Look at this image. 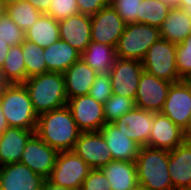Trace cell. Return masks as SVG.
I'll list each match as a JSON object with an SVG mask.
<instances>
[{
  "label": "cell",
  "instance_id": "1",
  "mask_svg": "<svg viewBox=\"0 0 191 190\" xmlns=\"http://www.w3.org/2000/svg\"><path fill=\"white\" fill-rule=\"evenodd\" d=\"M80 133L67 105L38 116L35 134L59 152L73 151Z\"/></svg>",
  "mask_w": 191,
  "mask_h": 190
},
{
  "label": "cell",
  "instance_id": "2",
  "mask_svg": "<svg viewBox=\"0 0 191 190\" xmlns=\"http://www.w3.org/2000/svg\"><path fill=\"white\" fill-rule=\"evenodd\" d=\"M23 84L38 116L67 105L68 98L62 73L45 72L29 77Z\"/></svg>",
  "mask_w": 191,
  "mask_h": 190
},
{
  "label": "cell",
  "instance_id": "3",
  "mask_svg": "<svg viewBox=\"0 0 191 190\" xmlns=\"http://www.w3.org/2000/svg\"><path fill=\"white\" fill-rule=\"evenodd\" d=\"M169 151L140 147L136 158L138 186L146 190H174L168 172Z\"/></svg>",
  "mask_w": 191,
  "mask_h": 190
},
{
  "label": "cell",
  "instance_id": "4",
  "mask_svg": "<svg viewBox=\"0 0 191 190\" xmlns=\"http://www.w3.org/2000/svg\"><path fill=\"white\" fill-rule=\"evenodd\" d=\"M0 100L9 127L36 130L38 115L23 83L9 84L0 92Z\"/></svg>",
  "mask_w": 191,
  "mask_h": 190
},
{
  "label": "cell",
  "instance_id": "5",
  "mask_svg": "<svg viewBox=\"0 0 191 190\" xmlns=\"http://www.w3.org/2000/svg\"><path fill=\"white\" fill-rule=\"evenodd\" d=\"M160 38V29L157 27L144 23H128L115 47L116 57L141 62L149 47Z\"/></svg>",
  "mask_w": 191,
  "mask_h": 190
},
{
  "label": "cell",
  "instance_id": "6",
  "mask_svg": "<svg viewBox=\"0 0 191 190\" xmlns=\"http://www.w3.org/2000/svg\"><path fill=\"white\" fill-rule=\"evenodd\" d=\"M176 48L177 44L160 38L149 47L142 59L143 69L170 83L182 81L176 69Z\"/></svg>",
  "mask_w": 191,
  "mask_h": 190
},
{
  "label": "cell",
  "instance_id": "7",
  "mask_svg": "<svg viewBox=\"0 0 191 190\" xmlns=\"http://www.w3.org/2000/svg\"><path fill=\"white\" fill-rule=\"evenodd\" d=\"M91 169L74 151H61L47 180L68 189L80 190Z\"/></svg>",
  "mask_w": 191,
  "mask_h": 190
},
{
  "label": "cell",
  "instance_id": "8",
  "mask_svg": "<svg viewBox=\"0 0 191 190\" xmlns=\"http://www.w3.org/2000/svg\"><path fill=\"white\" fill-rule=\"evenodd\" d=\"M172 84L144 70L140 75L135 106L154 113L161 112Z\"/></svg>",
  "mask_w": 191,
  "mask_h": 190
},
{
  "label": "cell",
  "instance_id": "9",
  "mask_svg": "<svg viewBox=\"0 0 191 190\" xmlns=\"http://www.w3.org/2000/svg\"><path fill=\"white\" fill-rule=\"evenodd\" d=\"M143 71V65L138 60L116 58L109 72L113 94L135 100Z\"/></svg>",
  "mask_w": 191,
  "mask_h": 190
},
{
  "label": "cell",
  "instance_id": "10",
  "mask_svg": "<svg viewBox=\"0 0 191 190\" xmlns=\"http://www.w3.org/2000/svg\"><path fill=\"white\" fill-rule=\"evenodd\" d=\"M126 23L111 6L91 15V41L116 47Z\"/></svg>",
  "mask_w": 191,
  "mask_h": 190
},
{
  "label": "cell",
  "instance_id": "11",
  "mask_svg": "<svg viewBox=\"0 0 191 190\" xmlns=\"http://www.w3.org/2000/svg\"><path fill=\"white\" fill-rule=\"evenodd\" d=\"M67 106L81 132L100 131L106 123L103 104L90 95L70 98Z\"/></svg>",
  "mask_w": 191,
  "mask_h": 190
},
{
  "label": "cell",
  "instance_id": "12",
  "mask_svg": "<svg viewBox=\"0 0 191 190\" xmlns=\"http://www.w3.org/2000/svg\"><path fill=\"white\" fill-rule=\"evenodd\" d=\"M59 151L51 148L34 134L24 147L19 162L27 165L34 173L47 179L53 169Z\"/></svg>",
  "mask_w": 191,
  "mask_h": 190
},
{
  "label": "cell",
  "instance_id": "13",
  "mask_svg": "<svg viewBox=\"0 0 191 190\" xmlns=\"http://www.w3.org/2000/svg\"><path fill=\"white\" fill-rule=\"evenodd\" d=\"M73 151L92 169L113 161L110 149L100 131L81 132Z\"/></svg>",
  "mask_w": 191,
  "mask_h": 190
},
{
  "label": "cell",
  "instance_id": "14",
  "mask_svg": "<svg viewBox=\"0 0 191 190\" xmlns=\"http://www.w3.org/2000/svg\"><path fill=\"white\" fill-rule=\"evenodd\" d=\"M161 113L184 131L191 114V85L184 80L173 83Z\"/></svg>",
  "mask_w": 191,
  "mask_h": 190
},
{
  "label": "cell",
  "instance_id": "15",
  "mask_svg": "<svg viewBox=\"0 0 191 190\" xmlns=\"http://www.w3.org/2000/svg\"><path fill=\"white\" fill-rule=\"evenodd\" d=\"M113 124L141 147L149 146V136L154 126V112L135 107Z\"/></svg>",
  "mask_w": 191,
  "mask_h": 190
},
{
  "label": "cell",
  "instance_id": "16",
  "mask_svg": "<svg viewBox=\"0 0 191 190\" xmlns=\"http://www.w3.org/2000/svg\"><path fill=\"white\" fill-rule=\"evenodd\" d=\"M44 181L21 162L0 166V190H42Z\"/></svg>",
  "mask_w": 191,
  "mask_h": 190
},
{
  "label": "cell",
  "instance_id": "17",
  "mask_svg": "<svg viewBox=\"0 0 191 190\" xmlns=\"http://www.w3.org/2000/svg\"><path fill=\"white\" fill-rule=\"evenodd\" d=\"M187 138L184 131L161 112L154 113V126L149 136V147L172 151Z\"/></svg>",
  "mask_w": 191,
  "mask_h": 190
},
{
  "label": "cell",
  "instance_id": "18",
  "mask_svg": "<svg viewBox=\"0 0 191 190\" xmlns=\"http://www.w3.org/2000/svg\"><path fill=\"white\" fill-rule=\"evenodd\" d=\"M58 26L60 39L82 54L91 42V16L78 13L58 21Z\"/></svg>",
  "mask_w": 191,
  "mask_h": 190
},
{
  "label": "cell",
  "instance_id": "19",
  "mask_svg": "<svg viewBox=\"0 0 191 190\" xmlns=\"http://www.w3.org/2000/svg\"><path fill=\"white\" fill-rule=\"evenodd\" d=\"M113 160L136 162L140 145L126 136L113 123H105L100 129Z\"/></svg>",
  "mask_w": 191,
  "mask_h": 190
},
{
  "label": "cell",
  "instance_id": "20",
  "mask_svg": "<svg viewBox=\"0 0 191 190\" xmlns=\"http://www.w3.org/2000/svg\"><path fill=\"white\" fill-rule=\"evenodd\" d=\"M168 172L174 190L191 186V142L188 139L169 151Z\"/></svg>",
  "mask_w": 191,
  "mask_h": 190
},
{
  "label": "cell",
  "instance_id": "21",
  "mask_svg": "<svg viewBox=\"0 0 191 190\" xmlns=\"http://www.w3.org/2000/svg\"><path fill=\"white\" fill-rule=\"evenodd\" d=\"M35 130L8 127L0 134V166L20 161L24 147Z\"/></svg>",
  "mask_w": 191,
  "mask_h": 190
},
{
  "label": "cell",
  "instance_id": "22",
  "mask_svg": "<svg viewBox=\"0 0 191 190\" xmlns=\"http://www.w3.org/2000/svg\"><path fill=\"white\" fill-rule=\"evenodd\" d=\"M96 75V71L80 58L63 73L67 98L88 95Z\"/></svg>",
  "mask_w": 191,
  "mask_h": 190
},
{
  "label": "cell",
  "instance_id": "23",
  "mask_svg": "<svg viewBox=\"0 0 191 190\" xmlns=\"http://www.w3.org/2000/svg\"><path fill=\"white\" fill-rule=\"evenodd\" d=\"M46 72L64 73L81 58V53L69 43L59 39L44 48Z\"/></svg>",
  "mask_w": 191,
  "mask_h": 190
},
{
  "label": "cell",
  "instance_id": "24",
  "mask_svg": "<svg viewBox=\"0 0 191 190\" xmlns=\"http://www.w3.org/2000/svg\"><path fill=\"white\" fill-rule=\"evenodd\" d=\"M100 169L112 190H133L138 186L136 162L113 160Z\"/></svg>",
  "mask_w": 191,
  "mask_h": 190
},
{
  "label": "cell",
  "instance_id": "25",
  "mask_svg": "<svg viewBox=\"0 0 191 190\" xmlns=\"http://www.w3.org/2000/svg\"><path fill=\"white\" fill-rule=\"evenodd\" d=\"M159 29L162 39L179 44L191 34V17L183 9L170 10Z\"/></svg>",
  "mask_w": 191,
  "mask_h": 190
},
{
  "label": "cell",
  "instance_id": "26",
  "mask_svg": "<svg viewBox=\"0 0 191 190\" xmlns=\"http://www.w3.org/2000/svg\"><path fill=\"white\" fill-rule=\"evenodd\" d=\"M116 58L115 47L94 41H91L81 54V59L97 74H109Z\"/></svg>",
  "mask_w": 191,
  "mask_h": 190
},
{
  "label": "cell",
  "instance_id": "27",
  "mask_svg": "<svg viewBox=\"0 0 191 190\" xmlns=\"http://www.w3.org/2000/svg\"><path fill=\"white\" fill-rule=\"evenodd\" d=\"M26 40L46 48L60 39L58 21L47 14L40 18L25 32Z\"/></svg>",
  "mask_w": 191,
  "mask_h": 190
},
{
  "label": "cell",
  "instance_id": "28",
  "mask_svg": "<svg viewBox=\"0 0 191 190\" xmlns=\"http://www.w3.org/2000/svg\"><path fill=\"white\" fill-rule=\"evenodd\" d=\"M1 71L9 84L24 83L27 80L22 44L10 47Z\"/></svg>",
  "mask_w": 191,
  "mask_h": 190
},
{
  "label": "cell",
  "instance_id": "29",
  "mask_svg": "<svg viewBox=\"0 0 191 190\" xmlns=\"http://www.w3.org/2000/svg\"><path fill=\"white\" fill-rule=\"evenodd\" d=\"M5 13L24 32H26L42 15L40 11L25 0H19L15 3L6 5Z\"/></svg>",
  "mask_w": 191,
  "mask_h": 190
},
{
  "label": "cell",
  "instance_id": "30",
  "mask_svg": "<svg viewBox=\"0 0 191 190\" xmlns=\"http://www.w3.org/2000/svg\"><path fill=\"white\" fill-rule=\"evenodd\" d=\"M170 9L161 0H142L137 23H144L160 28Z\"/></svg>",
  "mask_w": 191,
  "mask_h": 190
},
{
  "label": "cell",
  "instance_id": "31",
  "mask_svg": "<svg viewBox=\"0 0 191 190\" xmlns=\"http://www.w3.org/2000/svg\"><path fill=\"white\" fill-rule=\"evenodd\" d=\"M23 60L25 63L27 79L46 72L44 61V48L35 43L25 40L22 43Z\"/></svg>",
  "mask_w": 191,
  "mask_h": 190
},
{
  "label": "cell",
  "instance_id": "32",
  "mask_svg": "<svg viewBox=\"0 0 191 190\" xmlns=\"http://www.w3.org/2000/svg\"><path fill=\"white\" fill-rule=\"evenodd\" d=\"M106 123H114L118 118L134 109L135 100L120 95L112 94L103 104Z\"/></svg>",
  "mask_w": 191,
  "mask_h": 190
},
{
  "label": "cell",
  "instance_id": "33",
  "mask_svg": "<svg viewBox=\"0 0 191 190\" xmlns=\"http://www.w3.org/2000/svg\"><path fill=\"white\" fill-rule=\"evenodd\" d=\"M0 40L10 46L20 45L26 40L25 32L6 13L0 17Z\"/></svg>",
  "mask_w": 191,
  "mask_h": 190
},
{
  "label": "cell",
  "instance_id": "34",
  "mask_svg": "<svg viewBox=\"0 0 191 190\" xmlns=\"http://www.w3.org/2000/svg\"><path fill=\"white\" fill-rule=\"evenodd\" d=\"M176 69L182 80L191 73V34L177 44Z\"/></svg>",
  "mask_w": 191,
  "mask_h": 190
},
{
  "label": "cell",
  "instance_id": "35",
  "mask_svg": "<svg viewBox=\"0 0 191 190\" xmlns=\"http://www.w3.org/2000/svg\"><path fill=\"white\" fill-rule=\"evenodd\" d=\"M142 0H110V5L126 24L137 23V15H140Z\"/></svg>",
  "mask_w": 191,
  "mask_h": 190
},
{
  "label": "cell",
  "instance_id": "36",
  "mask_svg": "<svg viewBox=\"0 0 191 190\" xmlns=\"http://www.w3.org/2000/svg\"><path fill=\"white\" fill-rule=\"evenodd\" d=\"M47 15L56 21L66 19L79 13L76 0H50Z\"/></svg>",
  "mask_w": 191,
  "mask_h": 190
},
{
  "label": "cell",
  "instance_id": "37",
  "mask_svg": "<svg viewBox=\"0 0 191 190\" xmlns=\"http://www.w3.org/2000/svg\"><path fill=\"white\" fill-rule=\"evenodd\" d=\"M113 94L109 74H97L88 95L97 102L104 104Z\"/></svg>",
  "mask_w": 191,
  "mask_h": 190
},
{
  "label": "cell",
  "instance_id": "38",
  "mask_svg": "<svg viewBox=\"0 0 191 190\" xmlns=\"http://www.w3.org/2000/svg\"><path fill=\"white\" fill-rule=\"evenodd\" d=\"M80 190H112L110 182L103 174L102 170L91 169L90 173L82 182Z\"/></svg>",
  "mask_w": 191,
  "mask_h": 190
},
{
  "label": "cell",
  "instance_id": "39",
  "mask_svg": "<svg viewBox=\"0 0 191 190\" xmlns=\"http://www.w3.org/2000/svg\"><path fill=\"white\" fill-rule=\"evenodd\" d=\"M79 13L96 14L99 10L110 5V0H76Z\"/></svg>",
  "mask_w": 191,
  "mask_h": 190
},
{
  "label": "cell",
  "instance_id": "40",
  "mask_svg": "<svg viewBox=\"0 0 191 190\" xmlns=\"http://www.w3.org/2000/svg\"><path fill=\"white\" fill-rule=\"evenodd\" d=\"M34 6L42 14H47L49 10V5L51 4L50 0H25Z\"/></svg>",
  "mask_w": 191,
  "mask_h": 190
},
{
  "label": "cell",
  "instance_id": "41",
  "mask_svg": "<svg viewBox=\"0 0 191 190\" xmlns=\"http://www.w3.org/2000/svg\"><path fill=\"white\" fill-rule=\"evenodd\" d=\"M10 47L11 46L8 44V42H3L0 40V70L3 67L4 60L9 53Z\"/></svg>",
  "mask_w": 191,
  "mask_h": 190
},
{
  "label": "cell",
  "instance_id": "42",
  "mask_svg": "<svg viewBox=\"0 0 191 190\" xmlns=\"http://www.w3.org/2000/svg\"><path fill=\"white\" fill-rule=\"evenodd\" d=\"M42 190H72V189H68L63 186L52 184L47 179H45L42 186Z\"/></svg>",
  "mask_w": 191,
  "mask_h": 190
},
{
  "label": "cell",
  "instance_id": "43",
  "mask_svg": "<svg viewBox=\"0 0 191 190\" xmlns=\"http://www.w3.org/2000/svg\"><path fill=\"white\" fill-rule=\"evenodd\" d=\"M8 127H9V125L6 121L4 114H3L2 106H1V100H0V134H2Z\"/></svg>",
  "mask_w": 191,
  "mask_h": 190
},
{
  "label": "cell",
  "instance_id": "44",
  "mask_svg": "<svg viewBox=\"0 0 191 190\" xmlns=\"http://www.w3.org/2000/svg\"><path fill=\"white\" fill-rule=\"evenodd\" d=\"M170 9H180V0H161Z\"/></svg>",
  "mask_w": 191,
  "mask_h": 190
},
{
  "label": "cell",
  "instance_id": "45",
  "mask_svg": "<svg viewBox=\"0 0 191 190\" xmlns=\"http://www.w3.org/2000/svg\"><path fill=\"white\" fill-rule=\"evenodd\" d=\"M180 9H183L191 17V0H180Z\"/></svg>",
  "mask_w": 191,
  "mask_h": 190
},
{
  "label": "cell",
  "instance_id": "46",
  "mask_svg": "<svg viewBox=\"0 0 191 190\" xmlns=\"http://www.w3.org/2000/svg\"><path fill=\"white\" fill-rule=\"evenodd\" d=\"M8 85V81L5 79L3 72L0 70V92L4 90Z\"/></svg>",
  "mask_w": 191,
  "mask_h": 190
},
{
  "label": "cell",
  "instance_id": "47",
  "mask_svg": "<svg viewBox=\"0 0 191 190\" xmlns=\"http://www.w3.org/2000/svg\"><path fill=\"white\" fill-rule=\"evenodd\" d=\"M184 134L187 139L191 136V114L189 117L187 128L184 130Z\"/></svg>",
  "mask_w": 191,
  "mask_h": 190
},
{
  "label": "cell",
  "instance_id": "48",
  "mask_svg": "<svg viewBox=\"0 0 191 190\" xmlns=\"http://www.w3.org/2000/svg\"><path fill=\"white\" fill-rule=\"evenodd\" d=\"M6 12V5L0 0V17Z\"/></svg>",
  "mask_w": 191,
  "mask_h": 190
},
{
  "label": "cell",
  "instance_id": "49",
  "mask_svg": "<svg viewBox=\"0 0 191 190\" xmlns=\"http://www.w3.org/2000/svg\"><path fill=\"white\" fill-rule=\"evenodd\" d=\"M5 5L11 4V3H15L19 0H1Z\"/></svg>",
  "mask_w": 191,
  "mask_h": 190
},
{
  "label": "cell",
  "instance_id": "50",
  "mask_svg": "<svg viewBox=\"0 0 191 190\" xmlns=\"http://www.w3.org/2000/svg\"><path fill=\"white\" fill-rule=\"evenodd\" d=\"M189 85H191V73L184 79Z\"/></svg>",
  "mask_w": 191,
  "mask_h": 190
},
{
  "label": "cell",
  "instance_id": "51",
  "mask_svg": "<svg viewBox=\"0 0 191 190\" xmlns=\"http://www.w3.org/2000/svg\"><path fill=\"white\" fill-rule=\"evenodd\" d=\"M133 190H146V189H144L143 187H141V186H137L135 189H133Z\"/></svg>",
  "mask_w": 191,
  "mask_h": 190
},
{
  "label": "cell",
  "instance_id": "52",
  "mask_svg": "<svg viewBox=\"0 0 191 190\" xmlns=\"http://www.w3.org/2000/svg\"><path fill=\"white\" fill-rule=\"evenodd\" d=\"M178 190H191V186L190 187H186V188H182V189H178Z\"/></svg>",
  "mask_w": 191,
  "mask_h": 190
}]
</instances>
